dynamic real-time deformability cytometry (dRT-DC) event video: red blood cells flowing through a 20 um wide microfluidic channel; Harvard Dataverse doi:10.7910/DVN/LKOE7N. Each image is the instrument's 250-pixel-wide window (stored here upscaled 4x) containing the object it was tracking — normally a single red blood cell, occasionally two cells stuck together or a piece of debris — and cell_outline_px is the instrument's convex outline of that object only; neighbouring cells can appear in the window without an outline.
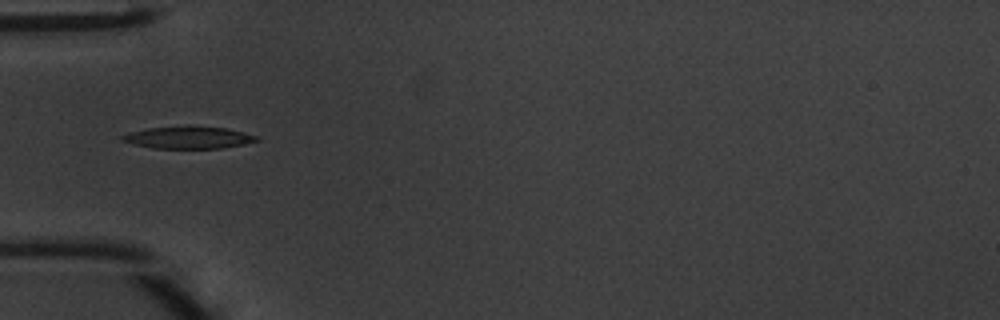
{"species": "common noctule bat (a hibernating species)", "species_latin": "Nyctalus noctula", "temperature_condition": "warm", "stored_images_in_passage": 46, "camera_frame_rate_fps": 3000, "um_per_image_px": 0.085, "animal": {"sex": "male", "body_mass_g": 20.1, "forearm_length_mm": 53.5}, "frame": {"image": 1, "passage_image": 14, "time_ms": 4.333, "image_size_px": [1000, 320], "cell_outline_px": [[260, 140], [244, 144], [224, 148], [152, 148], [120, 140], [120, 136], [128, 132], [148, 128], [188, 124], [228, 128], [260, 136]], "centroid_in_image_um": [16.05, 11.66], "position_along_channel_um": 68.9, "area_um2": 17.92}}
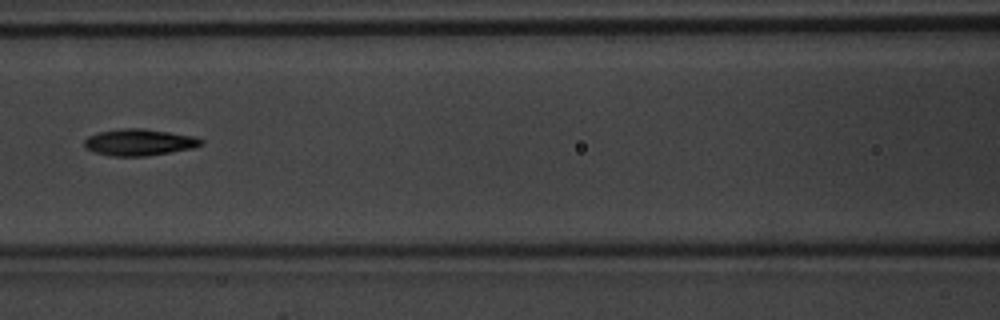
{"frame": {"image": 2, "passage_image": 20, "time_ms": 6.333, "image_size_px": [1000, 320], "cell_outline_px": [[204, 144], [192, 148], [148, 156], [112, 156], [96, 152], [84, 148], [84, 140], [88, 136], [100, 132], [124, 128], [144, 128], [196, 136], [204, 140]], "centroid_in_image_um": [11.86, 12.09], "position_along_channel_um": 154.7, "area_um2": 18.15}}
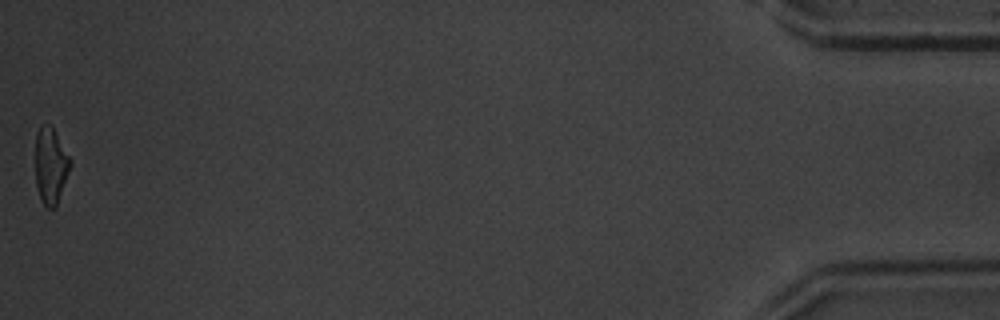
{"frame": {"image": 3, "passage_image": 46, "time_ms": 15.0, "image_size_px": [1000, 320], "cell_outline_px": [[72, 164], [56, 204], [52, 208], [48, 208], [40, 200], [36, 184], [36, 136], [40, 128], [48, 124], [52, 124], [72, 160]], "centroid_in_image_um": [4.32, 14.05], "position_along_channel_um": 430.9, "area_um2": 15.37}, "authors_computed_cell_mechanics": {"area_um2": 17.0799, "velocity_mm_per_s": 4.2565, "shape_relaxation_time_tau1_ms": 2.5228, "shape_relaxation_time_tau2_ms": 3.7285, "deformation_change_tau1": 0.1729, "deformation_change_tau2": 0.135}}